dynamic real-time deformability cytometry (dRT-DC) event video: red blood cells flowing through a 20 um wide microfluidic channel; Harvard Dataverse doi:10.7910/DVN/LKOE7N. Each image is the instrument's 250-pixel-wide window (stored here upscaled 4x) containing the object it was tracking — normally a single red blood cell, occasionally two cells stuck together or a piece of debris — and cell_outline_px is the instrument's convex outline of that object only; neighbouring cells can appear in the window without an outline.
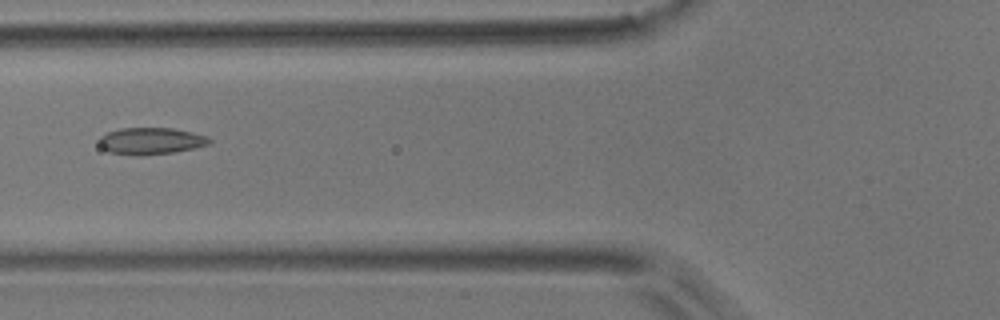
{"species": "common noctule bat (a hibernating species)", "species_latin": "Nyctalus noctula", "temperature_condition": "room temperature", "stored_images_in_passage": 2, "camera_frame_rate_fps": 3000, "um_per_image_px": 0.085, "animal": {"sex": "male", "body_mass_g": 17.9}, "frame": {"image": 1, "passage_image": 2, "time_ms": 1.0, "image_size_px": [1000, 320], "cell_outline_px": [[212, 140], [208, 144], [196, 148], [172, 152], [140, 156], [136, 156], [108, 152], [100, 148], [100, 136], [108, 132], [120, 128], [172, 128], [192, 132], [208, 136]], "centroid_in_image_um": [12.82, 11.99], "position_along_channel_um": 113.0, "area_um2": 17.34}}